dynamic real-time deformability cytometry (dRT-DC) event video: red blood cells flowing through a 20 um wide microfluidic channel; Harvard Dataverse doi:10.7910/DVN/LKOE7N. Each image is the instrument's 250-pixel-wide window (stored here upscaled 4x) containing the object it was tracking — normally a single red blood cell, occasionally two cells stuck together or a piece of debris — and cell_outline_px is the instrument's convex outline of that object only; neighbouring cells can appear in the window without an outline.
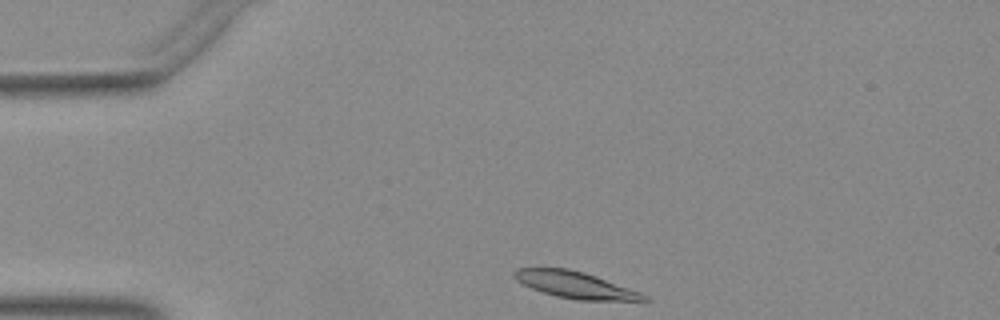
{"species": "Egyptian fruit bat (a non-hibernating species)", "species_latin": "Rousettus aegyptiacus", "temperature_condition": "warm", "stored_images_in_passage": 34, "camera_frame_rate_fps": 3000, "um_per_image_px": 0.085, "animal": {"sex": "female"}, "frame": {"image": 1, "passage_image": 1, "time_ms": 0.0, "image_size_px": [1000, 320], "cell_outline_px": [[652, 300], [576, 300], [556, 296], [532, 288], [516, 280], [512, 276], [512, 272], [516, 268], [568, 268], [584, 272], [596, 276], [640, 292], [648, 296]], "centroid_in_image_um": [48.87, 24.21], "position_along_channel_um": 36.1, "area_um2": 19.94}}
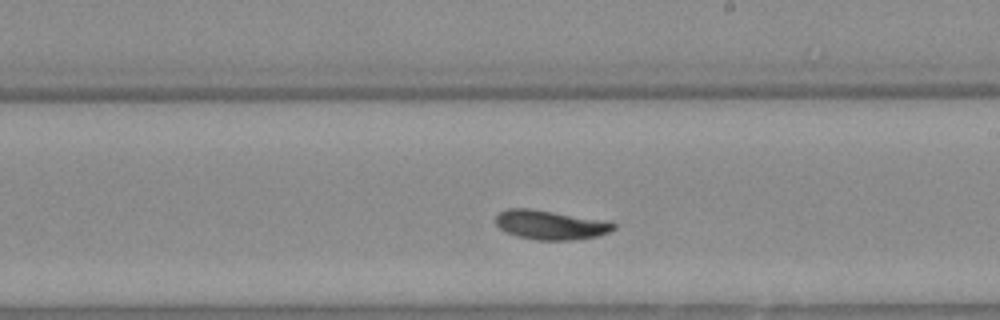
{"frame": {"image": 2, "passage_image": 20, "time_ms": 6.333, "image_size_px": [1000, 320], "cell_outline_px": [[616, 228], [608, 232], [596, 236], [576, 240], [536, 240], [516, 236], [504, 232], [496, 224], [496, 216], [500, 212], [508, 208], [528, 208], [552, 212], [596, 220], [616, 224]], "centroid_in_image_um": [46.7, 19.13], "position_along_channel_um": 242.3, "area_um2": 19.65}}
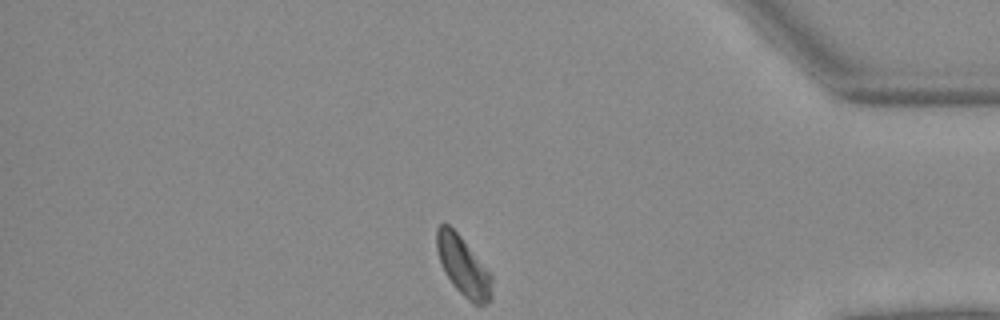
{"frame": {"image": 3, "passage_image": 34, "time_ms": 11.0, "image_size_px": [1000, 320], "cell_outline_px": [[492, 300], [484, 304], [472, 304], [452, 284], [440, 260], [436, 248], [436, 228], [440, 224], [448, 224], [460, 236], [492, 276]], "centroid_in_image_um": [39.38, 22.64], "position_along_channel_um": 395.8, "area_um2": 18.61}}